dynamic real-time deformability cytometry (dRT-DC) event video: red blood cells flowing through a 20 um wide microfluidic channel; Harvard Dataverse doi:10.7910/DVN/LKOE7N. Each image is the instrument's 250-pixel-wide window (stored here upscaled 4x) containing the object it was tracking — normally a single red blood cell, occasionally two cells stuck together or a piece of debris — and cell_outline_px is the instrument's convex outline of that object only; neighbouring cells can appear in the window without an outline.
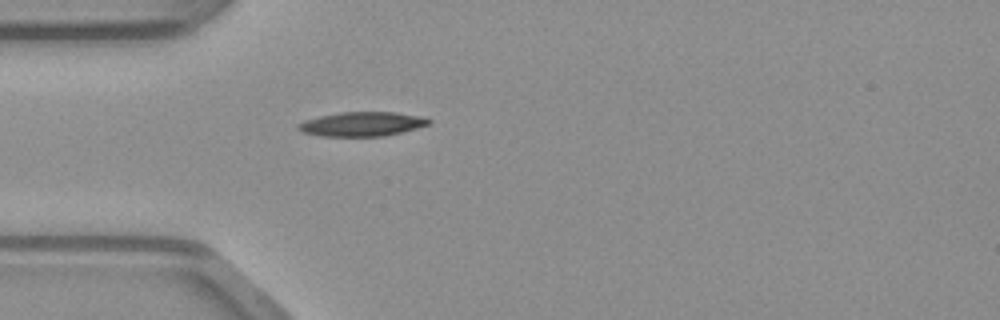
{"species": "common noctule bat (a hibernating species)", "species_latin": "Nyctalus noctula", "temperature_condition": "warm", "stored_images_in_passage": 35, "camera_frame_rate_fps": 3000, "um_per_image_px": 0.085, "animal": {"sex": "male", "body_mass_g": 23.1, "forearm_length_mm": 52.7}, "frame": {"image": 1, "passage_image": 1, "time_ms": 0.0, "image_size_px": [1000, 320], "cell_outline_px": [[432, 120], [428, 124], [416, 128], [384, 136], [320, 136], [304, 132], [296, 128], [296, 124], [304, 120], [320, 116], [340, 112], [396, 112], [416, 116]], "centroid_in_image_um": [30.7, 10.54], "position_along_channel_um": 54.3, "area_um2": 18.26}}
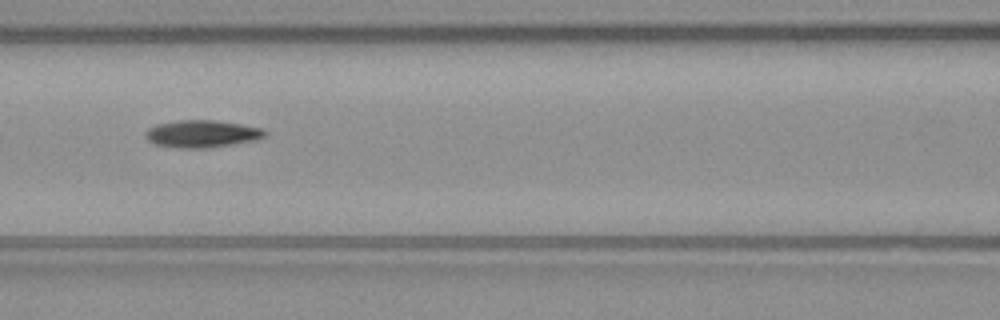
{"frame": {"image": 2, "passage_image": 8, "time_ms": 2.333, "image_size_px": [1000, 320], "cell_outline_px": [[268, 136], [256, 140], [232, 144], [204, 148], [180, 148], [156, 144], [148, 140], [144, 132], [148, 128], [156, 124], [176, 120], [216, 120], [264, 128], [268, 132]], "centroid_in_image_um": [17.2, 11.36], "position_along_channel_um": 149.4, "area_um2": 19.13}}
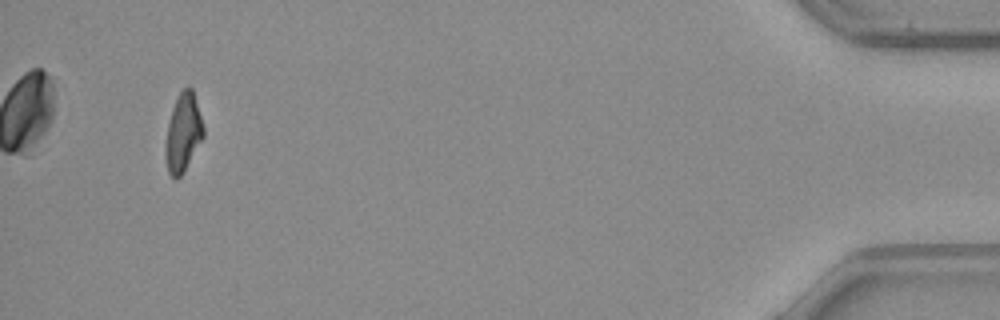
{"frame": {"image": 3, "passage_image": 33, "time_ms": 10.667, "image_size_px": [1000, 320], "cell_outline_px": [[204, 136], [184, 172], [176, 180], [168, 172], [164, 156], [164, 148], [168, 124], [172, 108], [180, 92], [188, 84], [192, 88], [204, 128]], "centroid_in_image_um": [15.55, 11.31], "position_along_channel_um": 419.6, "area_um2": 17.34}}